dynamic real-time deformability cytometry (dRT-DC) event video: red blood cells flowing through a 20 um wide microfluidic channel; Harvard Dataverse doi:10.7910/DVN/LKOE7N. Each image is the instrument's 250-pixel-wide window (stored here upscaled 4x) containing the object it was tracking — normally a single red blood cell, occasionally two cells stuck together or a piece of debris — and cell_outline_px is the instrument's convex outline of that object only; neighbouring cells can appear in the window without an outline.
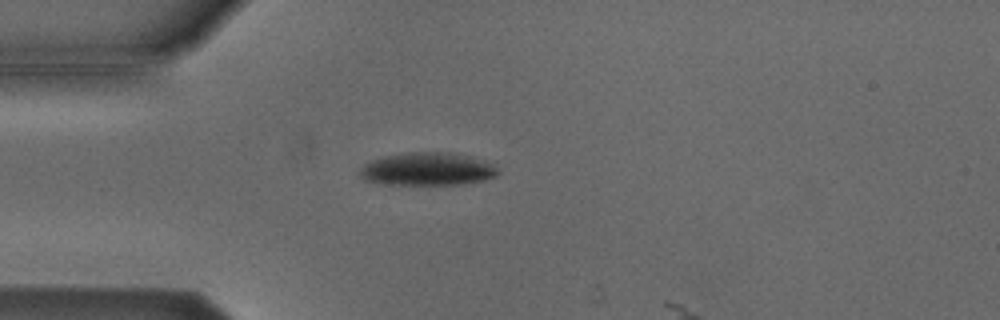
{"species": "Egyptian fruit bat (a non-hibernating species)", "species_latin": "Rousettus aegyptiacus", "temperature_condition": "cold", "stored_images_in_passage": 4, "camera_frame_rate_fps": 3000, "um_per_image_px": 0.085, "animal": {"sex": "male"}, "frame": {"image": 1, "passage_image": 3, "time_ms": 0.667, "image_size_px": [1000, 320], "cell_outline_px": [[500, 172], [496, 176], [484, 180], [460, 184], [384, 184], [364, 180], [360, 176], [360, 168], [364, 164], [372, 160], [384, 156], [408, 152], [448, 152], [472, 156], [492, 164]], "centroid_in_image_um": [36.33, 14.36], "position_along_channel_um": 48.7, "area_um2": 26.47}}